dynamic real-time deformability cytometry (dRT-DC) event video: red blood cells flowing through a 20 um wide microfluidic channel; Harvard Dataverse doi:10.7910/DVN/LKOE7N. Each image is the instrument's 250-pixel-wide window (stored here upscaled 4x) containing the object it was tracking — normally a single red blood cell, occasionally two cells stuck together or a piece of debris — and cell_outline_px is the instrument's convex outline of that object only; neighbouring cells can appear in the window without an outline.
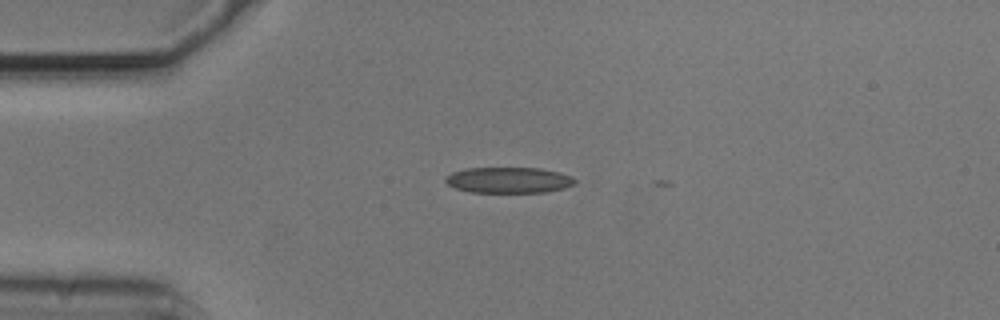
{"species": "common noctule bat (a hibernating species)", "species_latin": "Nyctalus noctula", "temperature_condition": "cold", "stored_images_in_passage": 8, "camera_frame_rate_fps": 3000, "um_per_image_px": 0.085, "animal": {"sex": "male", "body_mass_g": 20.5, "forearm_length_mm": 52.5}, "frame": {"image": 1, "passage_image": 5, "time_ms": 1.333, "image_size_px": [1000, 320], "cell_outline_px": [[576, 184], [564, 188], [544, 192], [472, 192], [456, 188], [448, 184], [444, 180], [444, 176], [452, 172], [464, 168], [540, 168], [560, 172], [572, 176], [576, 180]], "centroid_in_image_um": [43.24, 15.3], "position_along_channel_um": 41.8, "area_um2": 19.59}}